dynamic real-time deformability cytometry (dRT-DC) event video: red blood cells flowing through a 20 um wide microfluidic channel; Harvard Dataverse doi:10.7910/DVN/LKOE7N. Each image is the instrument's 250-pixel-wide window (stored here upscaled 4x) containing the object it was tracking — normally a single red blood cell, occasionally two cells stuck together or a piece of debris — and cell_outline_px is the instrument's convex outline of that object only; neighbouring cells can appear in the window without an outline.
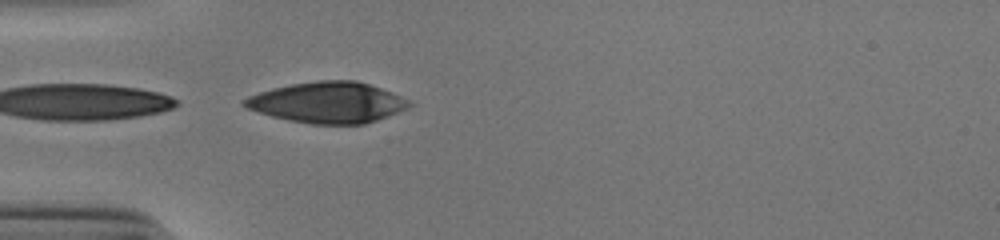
{"species": "human", "species_latin": "Homo sapiens", "temperature_condition": "cold", "stored_images_in_passage": 16, "camera_frame_rate_fps": 3000, "um_per_image_px": 0.085, "donor": {"sex": "male"}, "frame": {"image": 1, "passage_image": 16, "time_ms": 5.0, "image_size_px": [1000, 240], "cell_outline_px": [[412, 104], [408, 108], [376, 120], [364, 124], [312, 124], [288, 120], [272, 116], [248, 108], [244, 104], [244, 100], [248, 96], [272, 88], [292, 84], [316, 80], [356, 80], [392, 92], [408, 100]], "centroid_in_image_um": [27.87, 8.7], "position_along_channel_um": 57.1, "area_um2": 38.9}}